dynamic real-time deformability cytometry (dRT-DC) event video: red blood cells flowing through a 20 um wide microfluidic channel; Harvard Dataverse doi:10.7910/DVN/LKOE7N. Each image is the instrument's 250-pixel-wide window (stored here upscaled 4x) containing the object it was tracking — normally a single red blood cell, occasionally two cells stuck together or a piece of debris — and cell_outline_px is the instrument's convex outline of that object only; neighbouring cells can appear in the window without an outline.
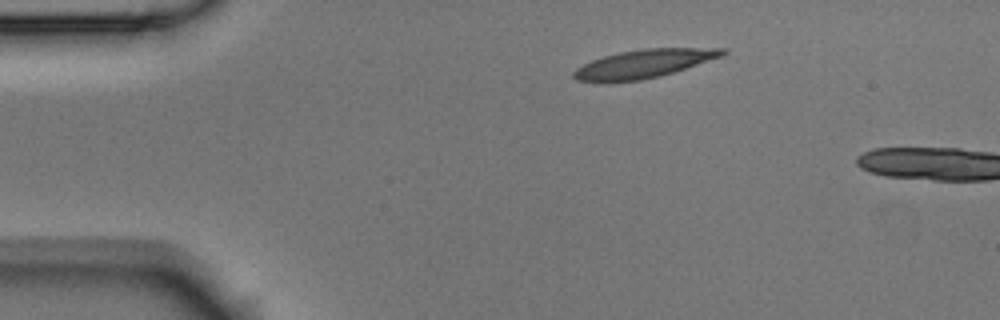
{"species": "Egyptian fruit bat (a non-hibernating species)", "species_latin": "Rousettus aegyptiacus", "temperature_condition": "room temperature", "stored_images_in_passage": 2, "camera_frame_rate_fps": 3000, "um_per_image_px": 0.085, "animal": {"sex": "male"}, "frame": {"image": 1, "passage_image": 1, "time_ms": 0.0, "image_size_px": [1000, 320], "cell_outline_px": [[728, 52], [724, 56], [660, 76], [640, 80], [576, 80], [572, 76], [572, 72], [576, 68], [592, 60], [604, 56], [620, 52], [644, 48], [728, 48]], "centroid_in_image_um": [54.82, 5.38], "position_along_channel_um": 30.2, "area_um2": 24.1}}